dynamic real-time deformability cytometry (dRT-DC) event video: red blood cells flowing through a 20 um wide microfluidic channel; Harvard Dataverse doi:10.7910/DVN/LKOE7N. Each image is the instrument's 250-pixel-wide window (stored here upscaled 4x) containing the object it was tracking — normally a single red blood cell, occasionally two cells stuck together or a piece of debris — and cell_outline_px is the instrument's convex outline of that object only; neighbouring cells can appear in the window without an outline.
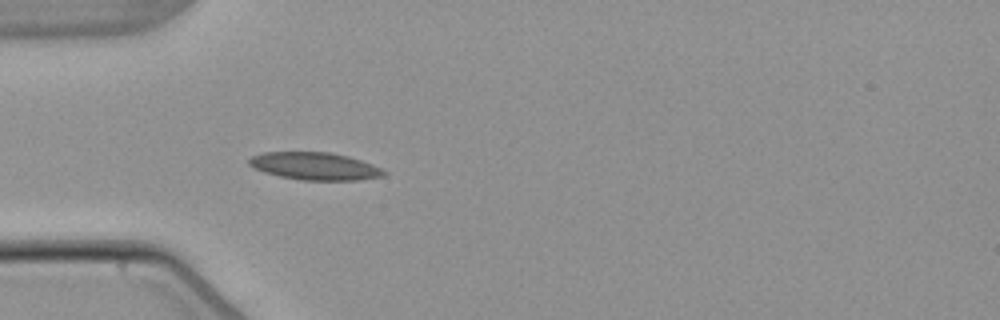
{"species": "common noctule bat (a hibernating species)", "species_latin": "Nyctalus noctula", "temperature_condition": "warm", "stored_images_in_passage": 4, "camera_frame_rate_fps": 3000, "um_per_image_px": 0.085, "animal": {"sex": "male", "body_mass_g": 21.5, "forearm_length_mm": 52.0}, "frame": {"image": 1, "passage_image": 4, "time_ms": 4.667, "image_size_px": [1000, 320], "cell_outline_px": [[388, 172], [384, 176], [356, 180], [300, 180], [280, 176], [264, 172], [248, 164], [248, 160], [252, 156], [264, 152], [332, 152], [348, 156], [372, 164]], "centroid_in_image_um": [26.77, 14.12], "position_along_channel_um": 58.2, "area_um2": 21.56}}